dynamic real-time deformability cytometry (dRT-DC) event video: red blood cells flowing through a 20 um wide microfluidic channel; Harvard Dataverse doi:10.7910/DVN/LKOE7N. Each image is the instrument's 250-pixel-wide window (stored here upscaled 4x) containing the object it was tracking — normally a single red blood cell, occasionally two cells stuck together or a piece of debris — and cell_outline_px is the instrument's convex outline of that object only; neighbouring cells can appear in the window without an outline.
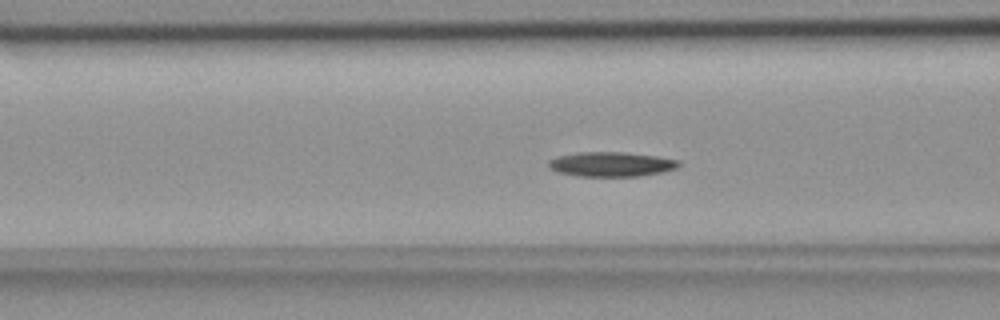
{"species": "common noctule bat (a hibernating species)", "species_latin": "Nyctalus noctula", "temperature_condition": "room temperature", "stored_images_in_passage": 41, "camera_frame_rate_fps": 3000, "um_per_image_px": 0.085, "animal": {"sex": "female", "body_mass_g": 18.4}, "frame": {"image": 1, "passage_image": 8, "time_ms": 2.333, "image_size_px": [1000, 320], "cell_outline_px": [[680, 164], [676, 168], [664, 172], [640, 176], [576, 176], [556, 172], [548, 168], [548, 160], [556, 156], [576, 152], [624, 152], [656, 156], [680, 160]], "centroid_in_image_um": [51.91, 13.96], "position_along_channel_um": 114.7, "area_um2": 18.96}}
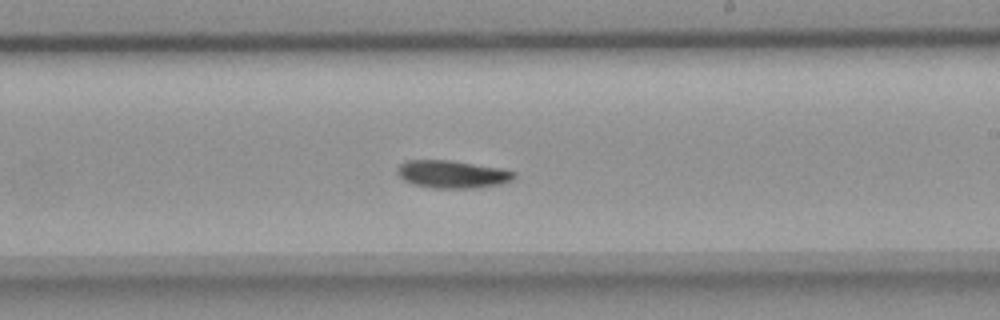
{"frame": {"image": 2, "passage_image": 19, "time_ms": 6.0, "image_size_px": [1000, 320], "cell_outline_px": [[516, 176], [512, 180], [500, 184], [472, 188], [432, 188], [412, 184], [404, 180], [396, 172], [396, 168], [400, 164], [408, 160], [452, 160], [500, 168], [516, 172]], "centroid_in_image_um": [38.43, 14.8], "position_along_channel_um": 250.6, "area_um2": 18.9}}
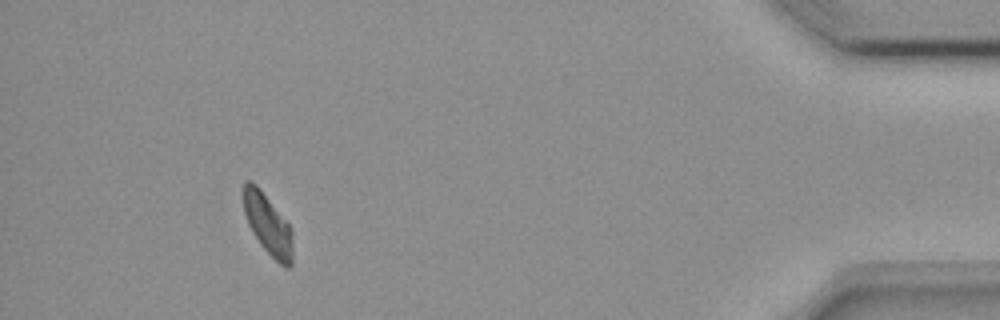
{"frame": {"image": 3, "passage_image": 37, "time_ms": 12.0, "image_size_px": [1000, 320], "cell_outline_px": [[292, 264], [288, 268], [284, 268], [260, 244], [252, 232], [248, 224], [244, 212], [240, 192], [240, 188], [244, 180], [248, 180], [256, 184], [260, 188], [288, 224], [292, 232]], "centroid_in_image_um": [22.7, 19.01], "position_along_channel_um": 412.5, "area_um2": 17.63}, "authors_computed_cell_mechanics": {"area_um2": 18.3804, "velocity_mm_per_s": 3.7175, "shape_relaxation_time_tau1_ms": 6.7307, "shape_relaxation_time_tau2_ms": null, "deformation_change_tau1": 0.1578, "deformation_change_tau2": null}}